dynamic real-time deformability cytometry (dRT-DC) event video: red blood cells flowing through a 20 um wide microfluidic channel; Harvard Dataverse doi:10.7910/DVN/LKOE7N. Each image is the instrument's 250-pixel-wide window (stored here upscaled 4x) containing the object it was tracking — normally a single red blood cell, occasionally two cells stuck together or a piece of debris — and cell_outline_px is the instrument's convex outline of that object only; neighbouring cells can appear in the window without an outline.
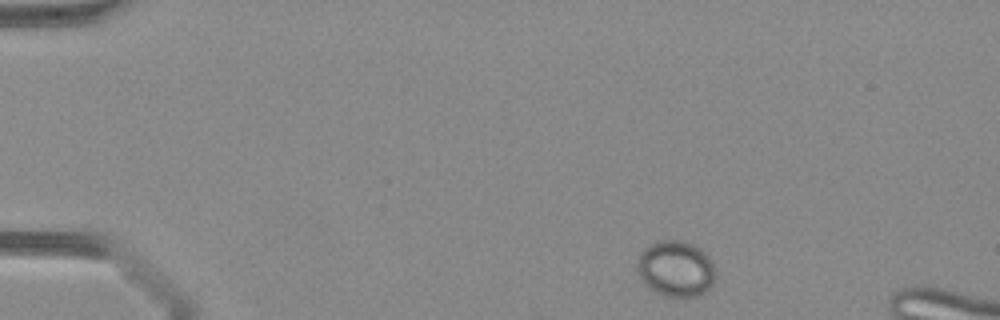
{"species": "Egyptian fruit bat (a non-hibernating species)", "species_latin": "Rousettus aegyptiacus", "temperature_condition": "warm", "stored_images_in_passage": 38, "camera_frame_rate_fps": 3000, "um_per_image_px": 0.085, "animal": {"sex": "female"}, "frame": {"image": 1, "passage_image": 1, "time_ms": 0.0, "image_size_px": [1000, 320], "cell_outline_px": [[716, 276], [712, 284], [704, 292], [696, 296], [664, 296], [648, 288], [644, 284], [640, 276], [636, 264], [640, 252], [644, 248], [652, 244], [664, 240], [680, 240], [692, 244], [700, 248], [708, 256], [712, 264]], "centroid_in_image_um": [57.42, 22.84], "position_along_channel_um": 27.6, "area_um2": 25.37}}
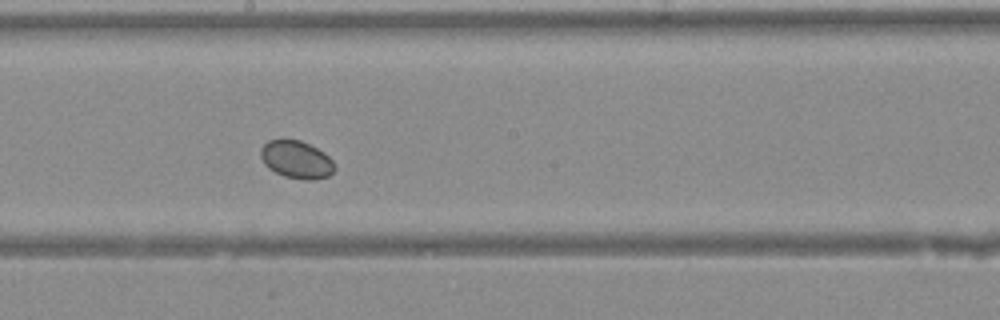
{"frame": {"image": 2, "passage_image": 19, "time_ms": 6.0, "image_size_px": [1000, 320], "cell_outline_px": [[336, 168], [328, 176], [312, 180], [304, 180], [284, 176], [268, 168], [264, 164], [260, 156], [260, 148], [268, 140], [300, 140], [324, 152], [332, 160]], "centroid_in_image_um": [25.18, 13.57], "position_along_channel_um": 223.0, "area_um2": 16.18}}
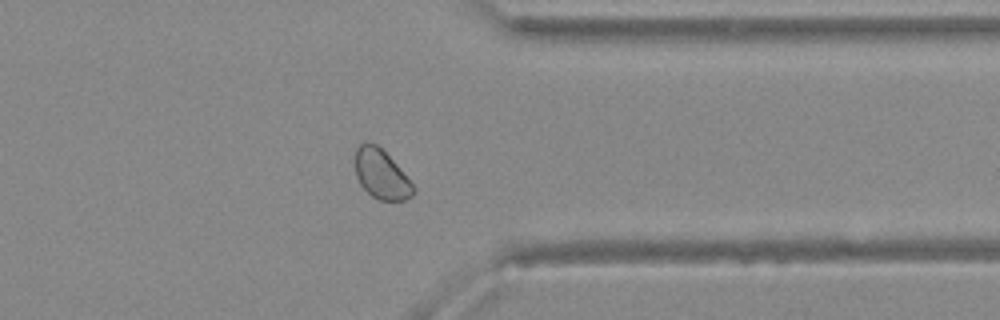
{"frame": {"image": 3, "passage_image": 29, "time_ms": 9.333, "image_size_px": [1000, 320], "cell_outline_px": [[416, 192], [412, 196], [404, 200], [380, 200], [372, 196], [360, 184], [356, 176], [356, 148], [360, 144], [376, 144], [396, 164], [416, 188]], "centroid_in_image_um": [32.43, 14.85], "position_along_channel_um": 379.0, "area_um2": 16.3}}